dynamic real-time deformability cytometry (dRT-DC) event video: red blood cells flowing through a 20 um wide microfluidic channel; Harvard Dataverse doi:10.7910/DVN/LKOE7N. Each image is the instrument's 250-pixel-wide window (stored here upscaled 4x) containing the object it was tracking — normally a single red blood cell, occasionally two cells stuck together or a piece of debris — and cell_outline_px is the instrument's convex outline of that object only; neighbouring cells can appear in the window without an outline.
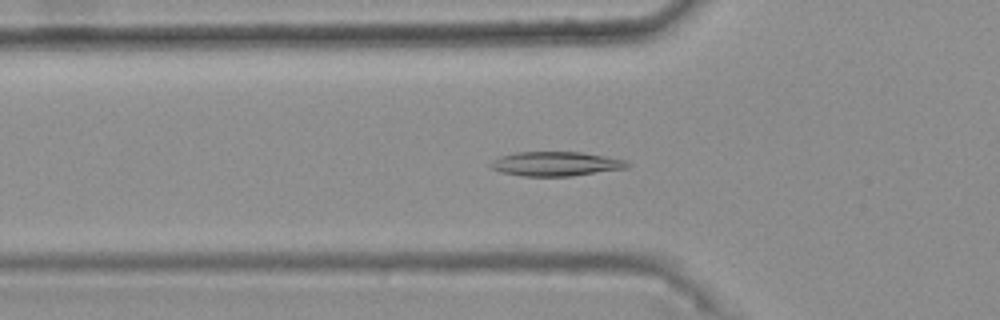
{"species": "common noctule bat (a hibernating species)", "species_latin": "Nyctalus noctula", "temperature_condition": "warm", "stored_images_in_passage": 35, "camera_frame_rate_fps": 3000, "um_per_image_px": 0.085, "animal": {"sex": "female", "body_mass_g": 25.1}, "frame": {"image": 1, "passage_image": 7, "time_ms": 2.0, "image_size_px": [1000, 320], "cell_outline_px": [[632, 164], [628, 168], [572, 176], [524, 176], [500, 172], [492, 168], [488, 164], [500, 156], [516, 152], [580, 152], [604, 156], [624, 160]], "centroid_in_image_um": [47.25, 13.93], "position_along_channel_um": 78.6, "area_um2": 19.36}}
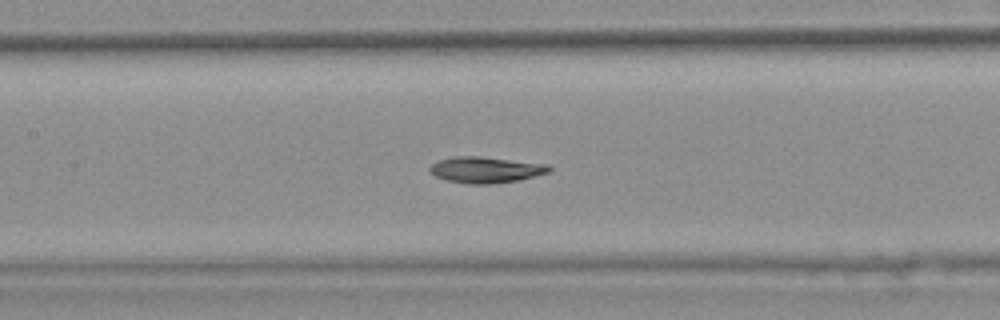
{"frame": {"image": 2, "passage_image": 14, "time_ms": 4.333, "image_size_px": [1000, 320], "cell_outline_px": [[552, 168], [548, 172], [516, 180], [492, 184], [468, 184], [448, 180], [436, 176], [428, 172], [428, 168], [436, 160], [452, 156], [480, 156], [548, 164]], "centroid_in_image_um": [41.22, 14.42], "position_along_channel_um": 166.2, "area_um2": 18.15}}
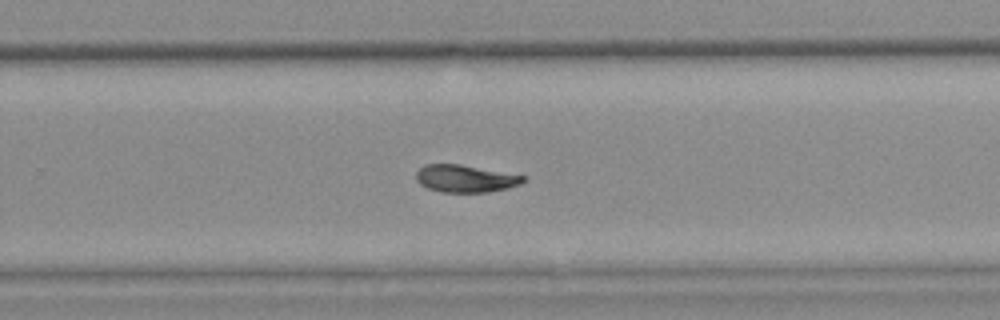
{"frame": {"image": 3, "passage_image": 24, "time_ms": 7.667, "image_size_px": [1000, 320], "cell_outline_px": [[528, 176], [520, 184], [508, 188], [488, 192], [440, 192], [428, 188], [420, 184], [416, 180], [416, 172], [424, 164], [460, 164]], "centroid_in_image_um": [39.56, 15.17], "position_along_channel_um": 290.2, "area_um2": 17.17}, "authors_computed_cell_mechanics": {"area_um2": 17.629, "velocity_mm_per_s": 3.7363, "shape_relaxation_time_tau1_ms": 8.926, "shape_relaxation_time_tau2_ms": 6.5942, "deformation_change_tau1": 0.1948, "deformation_change_tau2": 0.0926}}